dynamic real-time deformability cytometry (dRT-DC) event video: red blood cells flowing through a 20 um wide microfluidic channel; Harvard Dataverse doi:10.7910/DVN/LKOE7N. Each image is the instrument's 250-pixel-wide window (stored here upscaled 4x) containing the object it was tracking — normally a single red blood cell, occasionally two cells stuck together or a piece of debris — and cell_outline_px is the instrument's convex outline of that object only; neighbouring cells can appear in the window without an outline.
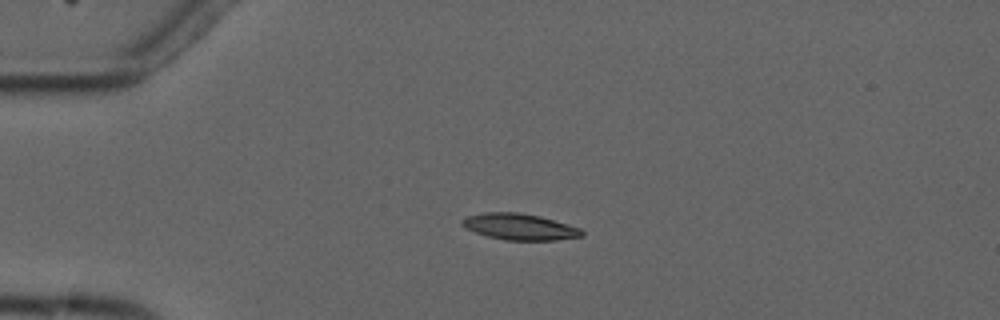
{"species": "common noctule bat (a hibernating species)", "species_latin": "Nyctalus noctula", "temperature_condition": "cold", "stored_images_in_passage": 3, "camera_frame_rate_fps": 3000, "um_per_image_px": 0.085, "animal": {"sex": "male", "forearm_length_mm": 52.5}, "frame": {"image": 1, "passage_image": 2, "time_ms": 1.333, "image_size_px": [1000, 320], "cell_outline_px": [[584, 236], [556, 240], [504, 240], [488, 236], [464, 228], [460, 224], [460, 220], [468, 216], [484, 212], [516, 212], [540, 216], [580, 228], [584, 232]], "centroid_in_image_um": [44.15, 19.27], "position_along_channel_um": 40.9, "area_um2": 18.32}}